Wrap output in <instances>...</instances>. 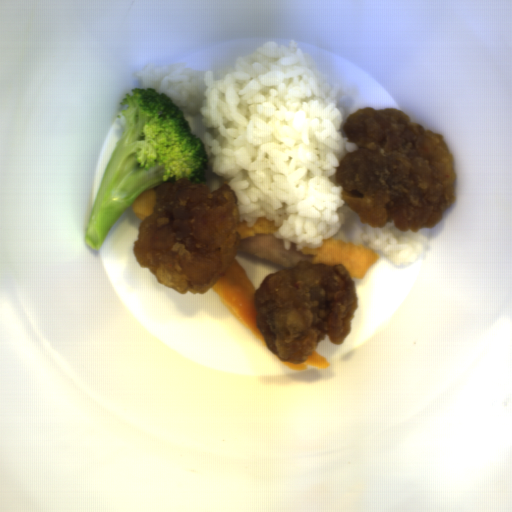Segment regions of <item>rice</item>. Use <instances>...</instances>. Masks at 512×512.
<instances>
[{
  "instance_id": "rice-2",
  "label": "rice",
  "mask_w": 512,
  "mask_h": 512,
  "mask_svg": "<svg viewBox=\"0 0 512 512\" xmlns=\"http://www.w3.org/2000/svg\"><path fill=\"white\" fill-rule=\"evenodd\" d=\"M430 227L416 232H401L394 220L383 227L363 223L361 239L372 249L378 250L392 265H406L414 261L428 242Z\"/></svg>"
},
{
  "instance_id": "rice-1",
  "label": "rice",
  "mask_w": 512,
  "mask_h": 512,
  "mask_svg": "<svg viewBox=\"0 0 512 512\" xmlns=\"http://www.w3.org/2000/svg\"><path fill=\"white\" fill-rule=\"evenodd\" d=\"M184 114L201 115L208 168L200 185L229 184L239 222L272 221L284 249H318L354 216L335 172L356 145L343 133L357 111L341 103L311 53L266 41L219 71L187 62L147 63L135 73Z\"/></svg>"
}]
</instances>
